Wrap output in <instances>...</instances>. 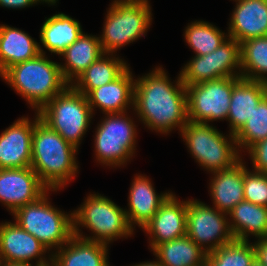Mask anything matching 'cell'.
<instances>
[{"mask_svg":"<svg viewBox=\"0 0 267 266\" xmlns=\"http://www.w3.org/2000/svg\"><path fill=\"white\" fill-rule=\"evenodd\" d=\"M133 107L148 128L163 134L176 127L181 131L188 122L186 87L181 75L176 85L162 67L138 78L134 84Z\"/></svg>","mask_w":267,"mask_h":266,"instance_id":"6da1fadb","label":"cell"},{"mask_svg":"<svg viewBox=\"0 0 267 266\" xmlns=\"http://www.w3.org/2000/svg\"><path fill=\"white\" fill-rule=\"evenodd\" d=\"M76 152L74 145L41 119L35 123L30 167L49 190H59L75 177L78 171Z\"/></svg>","mask_w":267,"mask_h":266,"instance_id":"7a4b0ae2","label":"cell"},{"mask_svg":"<svg viewBox=\"0 0 267 266\" xmlns=\"http://www.w3.org/2000/svg\"><path fill=\"white\" fill-rule=\"evenodd\" d=\"M1 77L26 99L36 112L69 85L62 75L60 64L47 59L45 53L13 65Z\"/></svg>","mask_w":267,"mask_h":266,"instance_id":"3957f363","label":"cell"},{"mask_svg":"<svg viewBox=\"0 0 267 266\" xmlns=\"http://www.w3.org/2000/svg\"><path fill=\"white\" fill-rule=\"evenodd\" d=\"M89 228L95 236L83 237L79 227ZM125 210L113 201L101 196L90 194L78 210L73 211V235L108 245L120 237L133 234Z\"/></svg>","mask_w":267,"mask_h":266,"instance_id":"277c9868","label":"cell"},{"mask_svg":"<svg viewBox=\"0 0 267 266\" xmlns=\"http://www.w3.org/2000/svg\"><path fill=\"white\" fill-rule=\"evenodd\" d=\"M40 119L77 149L92 118V110L84 94L68 85L38 111Z\"/></svg>","mask_w":267,"mask_h":266,"instance_id":"5b68a950","label":"cell"},{"mask_svg":"<svg viewBox=\"0 0 267 266\" xmlns=\"http://www.w3.org/2000/svg\"><path fill=\"white\" fill-rule=\"evenodd\" d=\"M151 7L143 0H115L107 11L102 50L110 54L145 35L151 25Z\"/></svg>","mask_w":267,"mask_h":266,"instance_id":"8992f818","label":"cell"},{"mask_svg":"<svg viewBox=\"0 0 267 266\" xmlns=\"http://www.w3.org/2000/svg\"><path fill=\"white\" fill-rule=\"evenodd\" d=\"M47 192L33 203L17 209L16 223L38 239L47 250L64 246L73 236V213L57 210L47 198Z\"/></svg>","mask_w":267,"mask_h":266,"instance_id":"52a82bcc","label":"cell"},{"mask_svg":"<svg viewBox=\"0 0 267 266\" xmlns=\"http://www.w3.org/2000/svg\"><path fill=\"white\" fill-rule=\"evenodd\" d=\"M180 132L192 156L200 166L212 173L231 168L241 160L235 135L232 133L229 134L228 141L224 134L208 123L189 120Z\"/></svg>","mask_w":267,"mask_h":266,"instance_id":"ba28073f","label":"cell"},{"mask_svg":"<svg viewBox=\"0 0 267 266\" xmlns=\"http://www.w3.org/2000/svg\"><path fill=\"white\" fill-rule=\"evenodd\" d=\"M106 115L94 137L96 158L103 165L121 166L133 156L136 125L126 112Z\"/></svg>","mask_w":267,"mask_h":266,"instance_id":"9c48e42d","label":"cell"},{"mask_svg":"<svg viewBox=\"0 0 267 266\" xmlns=\"http://www.w3.org/2000/svg\"><path fill=\"white\" fill-rule=\"evenodd\" d=\"M233 87L234 77H222L186 86L188 120L207 123L227 119Z\"/></svg>","mask_w":267,"mask_h":266,"instance_id":"30bf717a","label":"cell"},{"mask_svg":"<svg viewBox=\"0 0 267 266\" xmlns=\"http://www.w3.org/2000/svg\"><path fill=\"white\" fill-rule=\"evenodd\" d=\"M183 68L180 75L185 87L222 77H241L234 71L241 69L240 43L229 37L213 52L194 56Z\"/></svg>","mask_w":267,"mask_h":266,"instance_id":"8fae6325","label":"cell"},{"mask_svg":"<svg viewBox=\"0 0 267 266\" xmlns=\"http://www.w3.org/2000/svg\"><path fill=\"white\" fill-rule=\"evenodd\" d=\"M227 214L200 201L188 200L186 235L207 253L234 241Z\"/></svg>","mask_w":267,"mask_h":266,"instance_id":"7c38bea8","label":"cell"},{"mask_svg":"<svg viewBox=\"0 0 267 266\" xmlns=\"http://www.w3.org/2000/svg\"><path fill=\"white\" fill-rule=\"evenodd\" d=\"M48 190L31 167L0 169V201L12 214Z\"/></svg>","mask_w":267,"mask_h":266,"instance_id":"4fadbf2b","label":"cell"},{"mask_svg":"<svg viewBox=\"0 0 267 266\" xmlns=\"http://www.w3.org/2000/svg\"><path fill=\"white\" fill-rule=\"evenodd\" d=\"M46 252V247L16 222L0 224L1 262L31 264L30 260L38 258L36 266H51V263L42 257Z\"/></svg>","mask_w":267,"mask_h":266,"instance_id":"5bb4252c","label":"cell"},{"mask_svg":"<svg viewBox=\"0 0 267 266\" xmlns=\"http://www.w3.org/2000/svg\"><path fill=\"white\" fill-rule=\"evenodd\" d=\"M33 123L28 117L15 121L0 135V169L31 166L32 136L35 123L40 119L36 113Z\"/></svg>","mask_w":267,"mask_h":266,"instance_id":"9a60e30c","label":"cell"},{"mask_svg":"<svg viewBox=\"0 0 267 266\" xmlns=\"http://www.w3.org/2000/svg\"><path fill=\"white\" fill-rule=\"evenodd\" d=\"M187 201H180L174 194L161 204L155 215L145 224L143 230L150 234V246L175 240L186 235Z\"/></svg>","mask_w":267,"mask_h":266,"instance_id":"2e32d148","label":"cell"},{"mask_svg":"<svg viewBox=\"0 0 267 266\" xmlns=\"http://www.w3.org/2000/svg\"><path fill=\"white\" fill-rule=\"evenodd\" d=\"M228 36L241 43L267 36V0H235Z\"/></svg>","mask_w":267,"mask_h":266,"instance_id":"e0dca14e","label":"cell"},{"mask_svg":"<svg viewBox=\"0 0 267 266\" xmlns=\"http://www.w3.org/2000/svg\"><path fill=\"white\" fill-rule=\"evenodd\" d=\"M135 80L129 67L115 80L99 88L91 90L87 101L93 109L99 107L103 113H122L130 104L133 106Z\"/></svg>","mask_w":267,"mask_h":266,"instance_id":"ac0fdd59","label":"cell"},{"mask_svg":"<svg viewBox=\"0 0 267 266\" xmlns=\"http://www.w3.org/2000/svg\"><path fill=\"white\" fill-rule=\"evenodd\" d=\"M266 94L267 83L234 77V87L227 116L230 133L235 135L242 128Z\"/></svg>","mask_w":267,"mask_h":266,"instance_id":"d6986e66","label":"cell"},{"mask_svg":"<svg viewBox=\"0 0 267 266\" xmlns=\"http://www.w3.org/2000/svg\"><path fill=\"white\" fill-rule=\"evenodd\" d=\"M65 245L51 254V266H109L104 243L73 235Z\"/></svg>","mask_w":267,"mask_h":266,"instance_id":"ffe728a7","label":"cell"},{"mask_svg":"<svg viewBox=\"0 0 267 266\" xmlns=\"http://www.w3.org/2000/svg\"><path fill=\"white\" fill-rule=\"evenodd\" d=\"M133 180L129 192V209L125 213L132 228L134 224L143 228L171 193L156 194L151 181L145 176L137 175Z\"/></svg>","mask_w":267,"mask_h":266,"instance_id":"44dd1931","label":"cell"},{"mask_svg":"<svg viewBox=\"0 0 267 266\" xmlns=\"http://www.w3.org/2000/svg\"><path fill=\"white\" fill-rule=\"evenodd\" d=\"M210 194L214 207L229 213L244 200V165L242 159L233 167L213 172Z\"/></svg>","mask_w":267,"mask_h":266,"instance_id":"7402d4cb","label":"cell"},{"mask_svg":"<svg viewBox=\"0 0 267 266\" xmlns=\"http://www.w3.org/2000/svg\"><path fill=\"white\" fill-rule=\"evenodd\" d=\"M44 53L30 35L8 25H0V76L15 64Z\"/></svg>","mask_w":267,"mask_h":266,"instance_id":"603a6c76","label":"cell"},{"mask_svg":"<svg viewBox=\"0 0 267 266\" xmlns=\"http://www.w3.org/2000/svg\"><path fill=\"white\" fill-rule=\"evenodd\" d=\"M105 52L102 50L99 37L82 33L67 47L60 56H64L65 66L60 64L65 81L71 85L93 62ZM75 78V79H73ZM73 81V82H72Z\"/></svg>","mask_w":267,"mask_h":266,"instance_id":"cb8c5ba5","label":"cell"},{"mask_svg":"<svg viewBox=\"0 0 267 266\" xmlns=\"http://www.w3.org/2000/svg\"><path fill=\"white\" fill-rule=\"evenodd\" d=\"M83 33L79 21L64 13L55 14L43 23L40 41L51 53L60 55Z\"/></svg>","mask_w":267,"mask_h":266,"instance_id":"d4e9b609","label":"cell"},{"mask_svg":"<svg viewBox=\"0 0 267 266\" xmlns=\"http://www.w3.org/2000/svg\"><path fill=\"white\" fill-rule=\"evenodd\" d=\"M228 215L231 231L237 240L248 241L249 234L267 238V207L243 200Z\"/></svg>","mask_w":267,"mask_h":266,"instance_id":"484cf974","label":"cell"},{"mask_svg":"<svg viewBox=\"0 0 267 266\" xmlns=\"http://www.w3.org/2000/svg\"><path fill=\"white\" fill-rule=\"evenodd\" d=\"M152 251L163 266H201L207 254L187 235L161 243Z\"/></svg>","mask_w":267,"mask_h":266,"instance_id":"4316f807","label":"cell"},{"mask_svg":"<svg viewBox=\"0 0 267 266\" xmlns=\"http://www.w3.org/2000/svg\"><path fill=\"white\" fill-rule=\"evenodd\" d=\"M103 54L93 62L71 85L85 96L93 89L106 85L117 79L127 68V63L119 57Z\"/></svg>","mask_w":267,"mask_h":266,"instance_id":"83f0119b","label":"cell"},{"mask_svg":"<svg viewBox=\"0 0 267 266\" xmlns=\"http://www.w3.org/2000/svg\"><path fill=\"white\" fill-rule=\"evenodd\" d=\"M241 77L267 83V36L240 43ZM243 70V71H242ZM241 71V72H240Z\"/></svg>","mask_w":267,"mask_h":266,"instance_id":"f1b7e54d","label":"cell"},{"mask_svg":"<svg viewBox=\"0 0 267 266\" xmlns=\"http://www.w3.org/2000/svg\"><path fill=\"white\" fill-rule=\"evenodd\" d=\"M256 261L254 245L237 240L206 254L204 266H252Z\"/></svg>","mask_w":267,"mask_h":266,"instance_id":"f546056e","label":"cell"},{"mask_svg":"<svg viewBox=\"0 0 267 266\" xmlns=\"http://www.w3.org/2000/svg\"><path fill=\"white\" fill-rule=\"evenodd\" d=\"M184 35L188 45L200 56L213 52L227 39L224 32L205 21L192 22Z\"/></svg>","mask_w":267,"mask_h":266,"instance_id":"4dcf8cb0","label":"cell"},{"mask_svg":"<svg viewBox=\"0 0 267 266\" xmlns=\"http://www.w3.org/2000/svg\"><path fill=\"white\" fill-rule=\"evenodd\" d=\"M267 138V94L259 101L247 122L235 134L237 146L247 150Z\"/></svg>","mask_w":267,"mask_h":266,"instance_id":"1f68e13d","label":"cell"},{"mask_svg":"<svg viewBox=\"0 0 267 266\" xmlns=\"http://www.w3.org/2000/svg\"><path fill=\"white\" fill-rule=\"evenodd\" d=\"M244 200L267 207V174L248 171L244 165Z\"/></svg>","mask_w":267,"mask_h":266,"instance_id":"d6a6232c","label":"cell"},{"mask_svg":"<svg viewBox=\"0 0 267 266\" xmlns=\"http://www.w3.org/2000/svg\"><path fill=\"white\" fill-rule=\"evenodd\" d=\"M249 151L253 170L267 174V138L251 146Z\"/></svg>","mask_w":267,"mask_h":266,"instance_id":"836d02e7","label":"cell"},{"mask_svg":"<svg viewBox=\"0 0 267 266\" xmlns=\"http://www.w3.org/2000/svg\"><path fill=\"white\" fill-rule=\"evenodd\" d=\"M256 261L267 266V238H259L254 244Z\"/></svg>","mask_w":267,"mask_h":266,"instance_id":"e575fe53","label":"cell"},{"mask_svg":"<svg viewBox=\"0 0 267 266\" xmlns=\"http://www.w3.org/2000/svg\"><path fill=\"white\" fill-rule=\"evenodd\" d=\"M37 0H0V6L7 8L17 9L25 8L36 4Z\"/></svg>","mask_w":267,"mask_h":266,"instance_id":"d590c367","label":"cell"},{"mask_svg":"<svg viewBox=\"0 0 267 266\" xmlns=\"http://www.w3.org/2000/svg\"><path fill=\"white\" fill-rule=\"evenodd\" d=\"M133 266V265H132ZM134 266H163L161 264V262L157 259V261H153V262H143V263H140V264H136Z\"/></svg>","mask_w":267,"mask_h":266,"instance_id":"8d00e7d4","label":"cell"},{"mask_svg":"<svg viewBox=\"0 0 267 266\" xmlns=\"http://www.w3.org/2000/svg\"><path fill=\"white\" fill-rule=\"evenodd\" d=\"M0 266H32V264L12 263V262H1ZM36 266V265H35Z\"/></svg>","mask_w":267,"mask_h":266,"instance_id":"74e56055","label":"cell"},{"mask_svg":"<svg viewBox=\"0 0 267 266\" xmlns=\"http://www.w3.org/2000/svg\"><path fill=\"white\" fill-rule=\"evenodd\" d=\"M37 1H38V2H40V1H41V2H45V3H48V4L50 3L51 5H52V4L54 5V4L56 3L57 0H37Z\"/></svg>","mask_w":267,"mask_h":266,"instance_id":"f35d334b","label":"cell"},{"mask_svg":"<svg viewBox=\"0 0 267 266\" xmlns=\"http://www.w3.org/2000/svg\"><path fill=\"white\" fill-rule=\"evenodd\" d=\"M252 266H264V265L260 264L258 261H255Z\"/></svg>","mask_w":267,"mask_h":266,"instance_id":"ab89813d","label":"cell"}]
</instances>
